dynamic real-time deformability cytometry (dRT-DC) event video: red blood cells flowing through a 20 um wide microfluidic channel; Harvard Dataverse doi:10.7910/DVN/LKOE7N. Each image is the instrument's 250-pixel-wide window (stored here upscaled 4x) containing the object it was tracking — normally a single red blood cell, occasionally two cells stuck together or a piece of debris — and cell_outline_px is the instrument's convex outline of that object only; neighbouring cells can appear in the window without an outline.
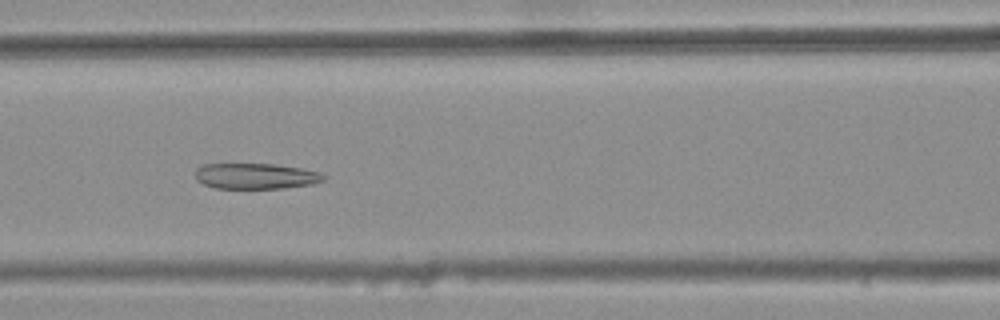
{"species": "common noctule bat (a hibernating species)", "species_latin": "Nyctalus noctula", "temperature_condition": "warm", "stored_images_in_passage": 44, "camera_frame_rate_fps": 3000, "um_per_image_px": 0.085, "animal": {"sex": "female", "body_mass_g": 25.1}, "frame": {"image": 1, "passage_image": 22, "time_ms": 7.0, "image_size_px": [1000, 320], "cell_outline_px": [[328, 176], [324, 180], [312, 184], [284, 188], [216, 188], [204, 184], [196, 180], [196, 168], [200, 164], [276, 164], [300, 168], [320, 172]], "centroid_in_image_um": [21.75, 14.96], "position_along_channel_um": 144.9, "area_um2": 19.31}}
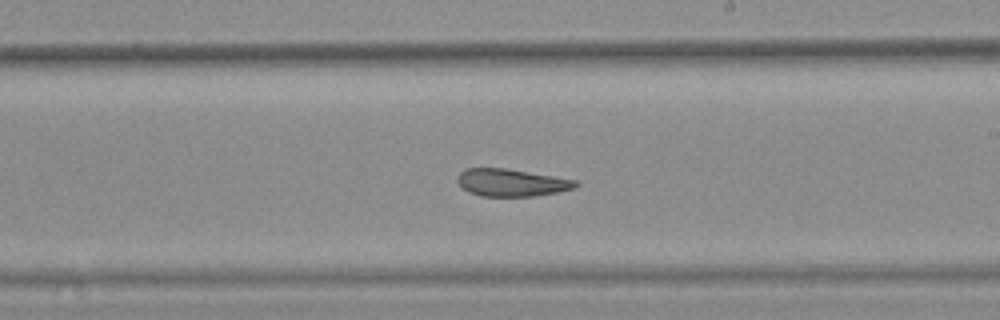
{"frame": {"image": 2, "passage_image": 30, "time_ms": 9.667, "image_size_px": [1000, 320], "cell_outline_px": [[580, 184], [576, 188], [536, 196], [480, 196], [468, 192], [456, 180], [460, 172], [464, 168], [504, 168], [576, 180]], "centroid_in_image_um": [43.47, 15.52], "position_along_channel_um": 245.5, "area_um2": 18.79}}
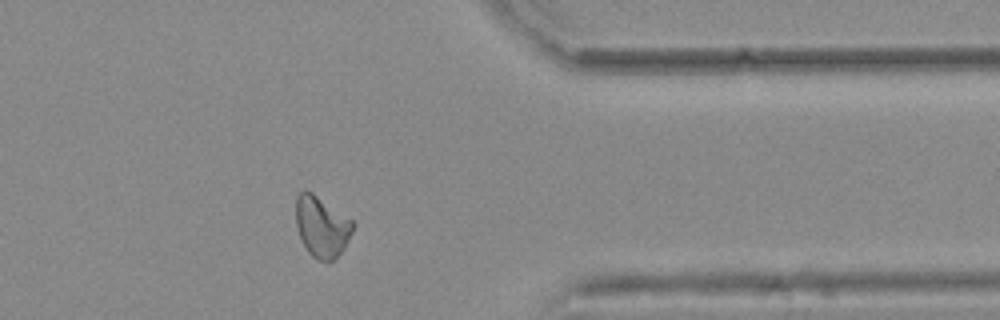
{"frame": {"image": 3, "passage_image": 42, "time_ms": 13.667, "image_size_px": [1000, 320], "cell_outline_px": [[356, 224], [344, 248], [332, 260], [316, 260], [308, 252], [300, 236], [296, 224], [296, 196], [300, 192], [312, 192], [352, 220]], "centroid_in_image_um": [27.35, 19.26], "position_along_channel_um": 384.1, "area_um2": 19.88}, "authors_computed_cell_mechanics": {"area_um2": 20.3456, "velocity_mm_per_s": 3.7828, "shape_relaxation_time_tau1_ms": null, "shape_relaxation_time_tau2_ms": 2.8742, "deformation_change_tau1": null, "deformation_change_tau2": 0.1192}}